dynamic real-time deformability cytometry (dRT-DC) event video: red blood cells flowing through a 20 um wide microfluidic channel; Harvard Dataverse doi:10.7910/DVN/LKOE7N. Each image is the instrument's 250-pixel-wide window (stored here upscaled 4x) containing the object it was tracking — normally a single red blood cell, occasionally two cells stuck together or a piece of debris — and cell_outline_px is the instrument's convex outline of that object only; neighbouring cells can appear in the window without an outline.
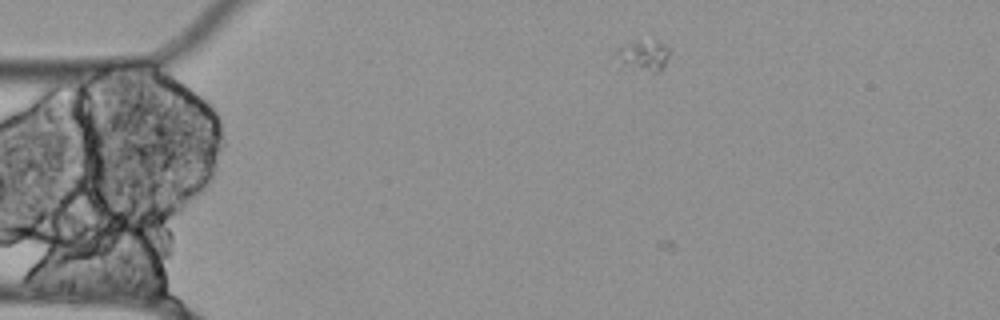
{"species": "Egyptian fruit bat (a non-hibernating species)", "species_latin": "Rousettus aegyptiacus", "temperature_condition": "cold", "stored_images_in_passage": 50, "camera_frame_rate_fps": 3000, "um_per_image_px": 0.085, "animal": {"sex": "female"}, "frame": {"image": 1, "passage_image": 2, "time_ms": 0.333, "image_size_px": [1000, 320], "cell_outline_px": [[668, 56], [660, 72], [652, 72], [620, 68], [612, 56], [616, 48], [624, 44], [652, 32], [668, 48]], "centroid_in_image_um": [54.59, 4.61], "position_along_channel_um": 30.4, "area_um2": 11.16}}